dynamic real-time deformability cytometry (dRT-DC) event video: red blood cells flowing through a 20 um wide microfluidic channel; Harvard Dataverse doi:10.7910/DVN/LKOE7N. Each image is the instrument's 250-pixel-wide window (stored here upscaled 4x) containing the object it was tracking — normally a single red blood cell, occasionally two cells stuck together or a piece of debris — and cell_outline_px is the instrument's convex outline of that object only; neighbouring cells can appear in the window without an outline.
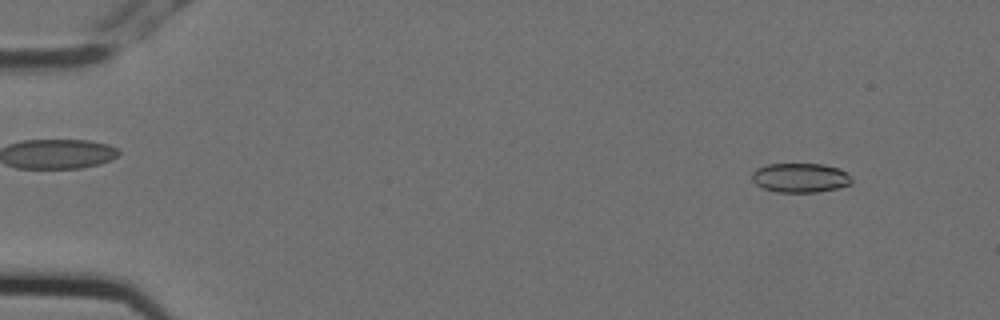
{"species": "Egyptian fruit bat (a non-hibernating species)", "species_latin": "Rousettus aegyptiacus", "temperature_condition": "cold", "stored_images_in_passage": 4, "camera_frame_rate_fps": 3000, "um_per_image_px": 0.085, "animal": {"sex": "female"}, "frame": {"image": 1, "passage_image": 1, "time_ms": 0.0, "image_size_px": [1000, 320], "cell_outline_px": [[852, 184], [836, 188], [816, 192], [776, 192], [764, 188], [756, 184], [752, 180], [752, 172], [756, 168], [768, 164], [824, 164], [840, 168], [852, 180]], "centroid_in_image_um": [68.0, 15.1], "position_along_channel_um": 17.0, "area_um2": 16.99}}
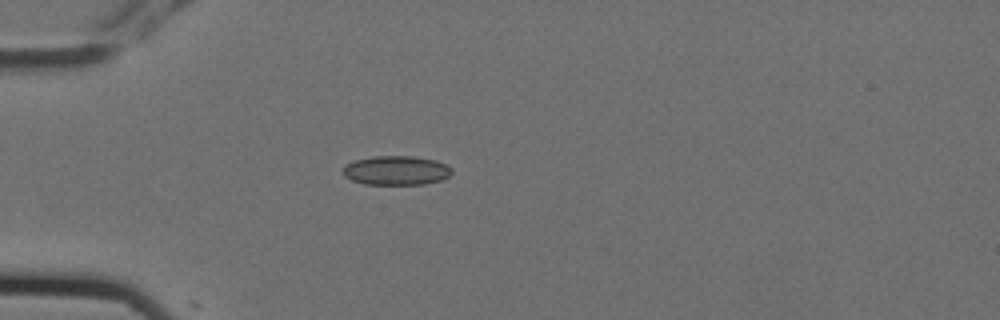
{"frame": {"image": 2, "passage_image": 4, "time_ms": 1.0, "image_size_px": [1000, 320], "cell_outline_px": [[452, 172], [448, 176], [440, 180], [424, 184], [364, 184], [352, 180], [344, 176], [340, 172], [344, 164], [356, 160], [372, 156], [412, 156], [436, 160], [452, 168]], "centroid_in_image_um": [33.63, 14.48], "position_along_channel_um": 51.4, "area_um2": 18.61}}